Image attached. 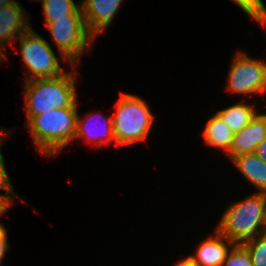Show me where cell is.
<instances>
[{
    "instance_id": "1",
    "label": "cell",
    "mask_w": 266,
    "mask_h": 266,
    "mask_svg": "<svg viewBox=\"0 0 266 266\" xmlns=\"http://www.w3.org/2000/svg\"><path fill=\"white\" fill-rule=\"evenodd\" d=\"M71 71L53 78L33 79L24 82V110L26 124L37 115L55 109L72 107L77 102L76 65ZM76 76V77H75Z\"/></svg>"
},
{
    "instance_id": "2",
    "label": "cell",
    "mask_w": 266,
    "mask_h": 266,
    "mask_svg": "<svg viewBox=\"0 0 266 266\" xmlns=\"http://www.w3.org/2000/svg\"><path fill=\"white\" fill-rule=\"evenodd\" d=\"M77 105L76 102L72 107L34 116L27 123L30 137L42 155L52 157L73 142L78 117Z\"/></svg>"
},
{
    "instance_id": "3",
    "label": "cell",
    "mask_w": 266,
    "mask_h": 266,
    "mask_svg": "<svg viewBox=\"0 0 266 266\" xmlns=\"http://www.w3.org/2000/svg\"><path fill=\"white\" fill-rule=\"evenodd\" d=\"M231 203L216 229L234 243H244L266 232V193L256 192Z\"/></svg>"
},
{
    "instance_id": "4",
    "label": "cell",
    "mask_w": 266,
    "mask_h": 266,
    "mask_svg": "<svg viewBox=\"0 0 266 266\" xmlns=\"http://www.w3.org/2000/svg\"><path fill=\"white\" fill-rule=\"evenodd\" d=\"M115 109L112 115L115 144L133 145L149 137L154 116L143 98L122 92Z\"/></svg>"
},
{
    "instance_id": "5",
    "label": "cell",
    "mask_w": 266,
    "mask_h": 266,
    "mask_svg": "<svg viewBox=\"0 0 266 266\" xmlns=\"http://www.w3.org/2000/svg\"><path fill=\"white\" fill-rule=\"evenodd\" d=\"M15 40L19 41L21 59L28 69L24 82L53 78L64 73L50 44L33 31L32 27Z\"/></svg>"
},
{
    "instance_id": "6",
    "label": "cell",
    "mask_w": 266,
    "mask_h": 266,
    "mask_svg": "<svg viewBox=\"0 0 266 266\" xmlns=\"http://www.w3.org/2000/svg\"><path fill=\"white\" fill-rule=\"evenodd\" d=\"M53 42L56 44L62 60L71 65L80 62L81 55L95 42L88 32L84 18H61L46 22Z\"/></svg>"
},
{
    "instance_id": "7",
    "label": "cell",
    "mask_w": 266,
    "mask_h": 266,
    "mask_svg": "<svg viewBox=\"0 0 266 266\" xmlns=\"http://www.w3.org/2000/svg\"><path fill=\"white\" fill-rule=\"evenodd\" d=\"M228 70L227 90L238 95L266 93V61L238 51Z\"/></svg>"
},
{
    "instance_id": "8",
    "label": "cell",
    "mask_w": 266,
    "mask_h": 266,
    "mask_svg": "<svg viewBox=\"0 0 266 266\" xmlns=\"http://www.w3.org/2000/svg\"><path fill=\"white\" fill-rule=\"evenodd\" d=\"M100 115L101 113H88L81 120L78 114L74 140L83 139L87 143L93 142L92 146L96 145L97 150L115 142L112 115L108 118L103 117L104 119Z\"/></svg>"
},
{
    "instance_id": "9",
    "label": "cell",
    "mask_w": 266,
    "mask_h": 266,
    "mask_svg": "<svg viewBox=\"0 0 266 266\" xmlns=\"http://www.w3.org/2000/svg\"><path fill=\"white\" fill-rule=\"evenodd\" d=\"M124 0H82L80 2L88 32L94 37L111 25Z\"/></svg>"
},
{
    "instance_id": "10",
    "label": "cell",
    "mask_w": 266,
    "mask_h": 266,
    "mask_svg": "<svg viewBox=\"0 0 266 266\" xmlns=\"http://www.w3.org/2000/svg\"><path fill=\"white\" fill-rule=\"evenodd\" d=\"M27 15L16 0L0 8V51L5 55V47L31 28Z\"/></svg>"
},
{
    "instance_id": "11",
    "label": "cell",
    "mask_w": 266,
    "mask_h": 266,
    "mask_svg": "<svg viewBox=\"0 0 266 266\" xmlns=\"http://www.w3.org/2000/svg\"><path fill=\"white\" fill-rule=\"evenodd\" d=\"M266 134V113H257L250 123L237 133L230 151L227 153L231 161L242 154L254 153L257 145L265 138Z\"/></svg>"
},
{
    "instance_id": "12",
    "label": "cell",
    "mask_w": 266,
    "mask_h": 266,
    "mask_svg": "<svg viewBox=\"0 0 266 266\" xmlns=\"http://www.w3.org/2000/svg\"><path fill=\"white\" fill-rule=\"evenodd\" d=\"M214 234L199 244L195 254L189 255L200 266H221L235 244L217 229Z\"/></svg>"
},
{
    "instance_id": "13",
    "label": "cell",
    "mask_w": 266,
    "mask_h": 266,
    "mask_svg": "<svg viewBox=\"0 0 266 266\" xmlns=\"http://www.w3.org/2000/svg\"><path fill=\"white\" fill-rule=\"evenodd\" d=\"M232 164L252 184L257 191L266 193V163L255 153L235 157Z\"/></svg>"
},
{
    "instance_id": "14",
    "label": "cell",
    "mask_w": 266,
    "mask_h": 266,
    "mask_svg": "<svg viewBox=\"0 0 266 266\" xmlns=\"http://www.w3.org/2000/svg\"><path fill=\"white\" fill-rule=\"evenodd\" d=\"M202 136L205 144L221 148L227 154L231 149L234 133L223 122L221 117L215 113L213 117L207 121Z\"/></svg>"
},
{
    "instance_id": "15",
    "label": "cell",
    "mask_w": 266,
    "mask_h": 266,
    "mask_svg": "<svg viewBox=\"0 0 266 266\" xmlns=\"http://www.w3.org/2000/svg\"><path fill=\"white\" fill-rule=\"evenodd\" d=\"M255 106L242 103H236L230 107L216 111L223 122L233 131L237 133L246 127L252 118L257 114Z\"/></svg>"
},
{
    "instance_id": "16",
    "label": "cell",
    "mask_w": 266,
    "mask_h": 266,
    "mask_svg": "<svg viewBox=\"0 0 266 266\" xmlns=\"http://www.w3.org/2000/svg\"><path fill=\"white\" fill-rule=\"evenodd\" d=\"M45 22H54L61 18H84L81 4L73 0H40Z\"/></svg>"
},
{
    "instance_id": "17",
    "label": "cell",
    "mask_w": 266,
    "mask_h": 266,
    "mask_svg": "<svg viewBox=\"0 0 266 266\" xmlns=\"http://www.w3.org/2000/svg\"><path fill=\"white\" fill-rule=\"evenodd\" d=\"M266 31V6L262 0H232Z\"/></svg>"
},
{
    "instance_id": "18",
    "label": "cell",
    "mask_w": 266,
    "mask_h": 266,
    "mask_svg": "<svg viewBox=\"0 0 266 266\" xmlns=\"http://www.w3.org/2000/svg\"><path fill=\"white\" fill-rule=\"evenodd\" d=\"M242 244L248 249L253 266H266V232Z\"/></svg>"
},
{
    "instance_id": "19",
    "label": "cell",
    "mask_w": 266,
    "mask_h": 266,
    "mask_svg": "<svg viewBox=\"0 0 266 266\" xmlns=\"http://www.w3.org/2000/svg\"><path fill=\"white\" fill-rule=\"evenodd\" d=\"M221 266H253V264L248 249L243 244L235 243Z\"/></svg>"
},
{
    "instance_id": "20",
    "label": "cell",
    "mask_w": 266,
    "mask_h": 266,
    "mask_svg": "<svg viewBox=\"0 0 266 266\" xmlns=\"http://www.w3.org/2000/svg\"><path fill=\"white\" fill-rule=\"evenodd\" d=\"M7 129L0 127V189L5 190V193L14 194V188L11 184L10 177L7 173L5 164H4V158L2 155L1 147L3 146V141H6L7 134H9ZM13 192V193H12ZM1 194V193H0Z\"/></svg>"
},
{
    "instance_id": "21",
    "label": "cell",
    "mask_w": 266,
    "mask_h": 266,
    "mask_svg": "<svg viewBox=\"0 0 266 266\" xmlns=\"http://www.w3.org/2000/svg\"><path fill=\"white\" fill-rule=\"evenodd\" d=\"M14 198L15 197H13V195L9 193L0 194V217L3 216L4 213L7 212L14 204Z\"/></svg>"
},
{
    "instance_id": "22",
    "label": "cell",
    "mask_w": 266,
    "mask_h": 266,
    "mask_svg": "<svg viewBox=\"0 0 266 266\" xmlns=\"http://www.w3.org/2000/svg\"><path fill=\"white\" fill-rule=\"evenodd\" d=\"M7 232L0 238V266L2 265V259L5 257L6 251L9 248Z\"/></svg>"
},
{
    "instance_id": "23",
    "label": "cell",
    "mask_w": 266,
    "mask_h": 266,
    "mask_svg": "<svg viewBox=\"0 0 266 266\" xmlns=\"http://www.w3.org/2000/svg\"><path fill=\"white\" fill-rule=\"evenodd\" d=\"M263 162L266 163V134L264 140L257 145L254 152Z\"/></svg>"
},
{
    "instance_id": "24",
    "label": "cell",
    "mask_w": 266,
    "mask_h": 266,
    "mask_svg": "<svg viewBox=\"0 0 266 266\" xmlns=\"http://www.w3.org/2000/svg\"><path fill=\"white\" fill-rule=\"evenodd\" d=\"M174 266H200L190 256L178 261Z\"/></svg>"
},
{
    "instance_id": "25",
    "label": "cell",
    "mask_w": 266,
    "mask_h": 266,
    "mask_svg": "<svg viewBox=\"0 0 266 266\" xmlns=\"http://www.w3.org/2000/svg\"><path fill=\"white\" fill-rule=\"evenodd\" d=\"M8 232L7 229L4 227V225L2 223H0V238L6 233Z\"/></svg>"
},
{
    "instance_id": "26",
    "label": "cell",
    "mask_w": 266,
    "mask_h": 266,
    "mask_svg": "<svg viewBox=\"0 0 266 266\" xmlns=\"http://www.w3.org/2000/svg\"><path fill=\"white\" fill-rule=\"evenodd\" d=\"M13 0H0V8L11 3Z\"/></svg>"
},
{
    "instance_id": "27",
    "label": "cell",
    "mask_w": 266,
    "mask_h": 266,
    "mask_svg": "<svg viewBox=\"0 0 266 266\" xmlns=\"http://www.w3.org/2000/svg\"><path fill=\"white\" fill-rule=\"evenodd\" d=\"M7 57H8V56H6L4 53H2V52L0 51V62H1V60L3 61V59L5 60Z\"/></svg>"
}]
</instances>
